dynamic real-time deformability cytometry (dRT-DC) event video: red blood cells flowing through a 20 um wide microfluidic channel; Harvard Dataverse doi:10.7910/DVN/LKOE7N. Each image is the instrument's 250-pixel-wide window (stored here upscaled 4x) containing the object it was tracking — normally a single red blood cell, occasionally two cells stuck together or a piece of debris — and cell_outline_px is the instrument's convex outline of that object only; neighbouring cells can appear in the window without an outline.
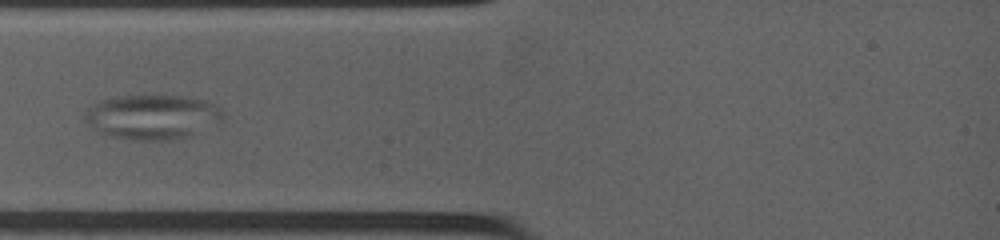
{"species": "common noctule bat (a hibernating species)", "species_latin": "Nyctalus noctula", "temperature_condition": "warm", "stored_images_in_passage": 48, "camera_frame_rate_fps": 4500, "um_per_image_px": 0.085, "animal": {"sex": "female", "body_mass_g": 19.0, "forearm_length_mm": 53.3}, "frame": {"image": 1, "passage_image": 1, "time_ms": 0.0, "image_size_px": [1000, 240], "cell_outline_px": [[224, 112], [220, 120], [188, 136], [172, 140], [132, 140], [108, 136], [100, 132], [88, 124], [84, 116], [84, 112], [92, 104], [100, 100], [120, 96], [180, 96], [200, 100], [212, 104], [220, 108]], "centroid_in_image_um": [12.87, 9.94], "position_along_channel_um": 72.1, "area_um2": 35.37}}